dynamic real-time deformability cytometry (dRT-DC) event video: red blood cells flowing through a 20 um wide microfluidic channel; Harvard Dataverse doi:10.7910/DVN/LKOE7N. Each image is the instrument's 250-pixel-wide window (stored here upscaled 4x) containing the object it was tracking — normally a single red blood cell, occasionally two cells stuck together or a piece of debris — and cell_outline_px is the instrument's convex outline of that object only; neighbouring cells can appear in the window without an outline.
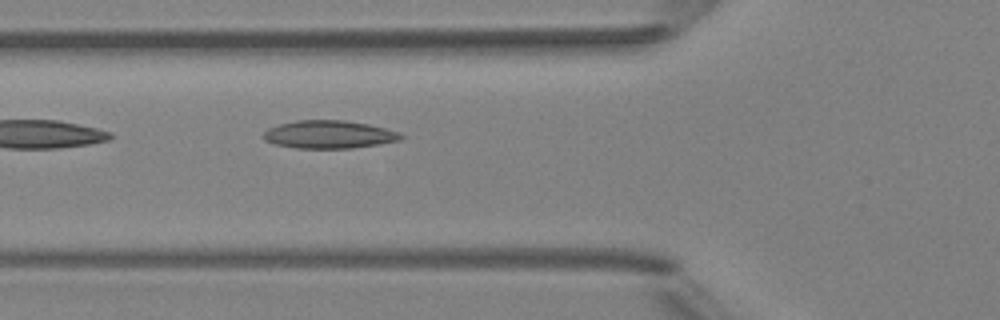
{"species": "Egyptian fruit bat (a non-hibernating species)", "species_latin": "Rousettus aegyptiacus", "temperature_condition": "room temperature", "stored_images_in_passage": 5, "camera_frame_rate_fps": 3000, "um_per_image_px": 0.085, "animal": {"sex": "female"}, "frame": {"image": 1, "passage_image": 5, "time_ms": 5.333, "image_size_px": [1000, 320], "cell_outline_px": [[408, 136], [400, 140], [380, 144], [352, 148], [296, 148], [276, 144], [264, 140], [264, 132], [268, 128], [280, 124], [296, 120], [344, 120], [368, 124], [400, 132]], "centroid_in_image_um": [28.01, 11.43], "position_along_channel_um": 97.8, "area_um2": 22.43}}